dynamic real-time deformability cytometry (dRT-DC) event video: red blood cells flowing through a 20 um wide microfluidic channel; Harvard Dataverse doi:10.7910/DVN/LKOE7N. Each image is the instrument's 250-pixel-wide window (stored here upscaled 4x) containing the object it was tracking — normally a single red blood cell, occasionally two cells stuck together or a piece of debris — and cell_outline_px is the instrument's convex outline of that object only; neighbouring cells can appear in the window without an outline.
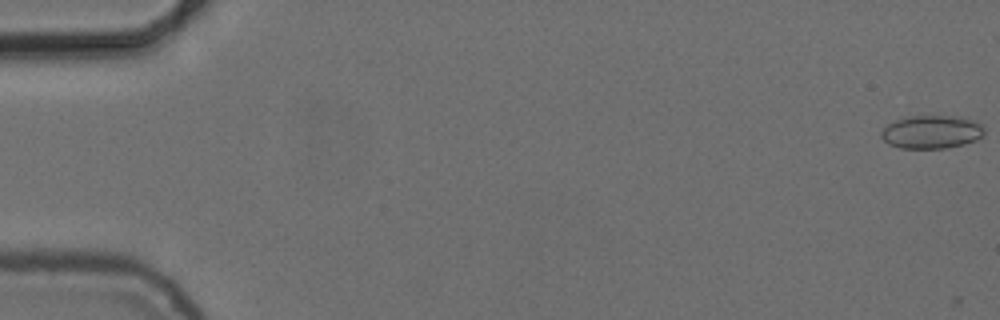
{"species": "common noctule bat (a hibernating species)", "species_latin": "Nyctalus noctula", "temperature_condition": "cold", "stored_images_in_passage": 7, "camera_frame_rate_fps": 3000, "um_per_image_px": 0.085, "animal": {"sex": "female", "body_mass_g": 24.6, "forearm_length_mm": 56.2}, "frame": {"image": 1, "passage_image": 1, "time_ms": 0.0, "image_size_px": [1000, 320], "cell_outline_px": [[984, 136], [976, 140], [964, 144], [944, 148], [900, 148], [888, 144], [880, 136], [880, 132], [888, 124], [896, 120], [908, 116], [960, 116], [980, 124], [984, 128]], "centroid_in_image_um": [79.17, 11.22], "position_along_channel_um": 5.8, "area_um2": 19.94}}